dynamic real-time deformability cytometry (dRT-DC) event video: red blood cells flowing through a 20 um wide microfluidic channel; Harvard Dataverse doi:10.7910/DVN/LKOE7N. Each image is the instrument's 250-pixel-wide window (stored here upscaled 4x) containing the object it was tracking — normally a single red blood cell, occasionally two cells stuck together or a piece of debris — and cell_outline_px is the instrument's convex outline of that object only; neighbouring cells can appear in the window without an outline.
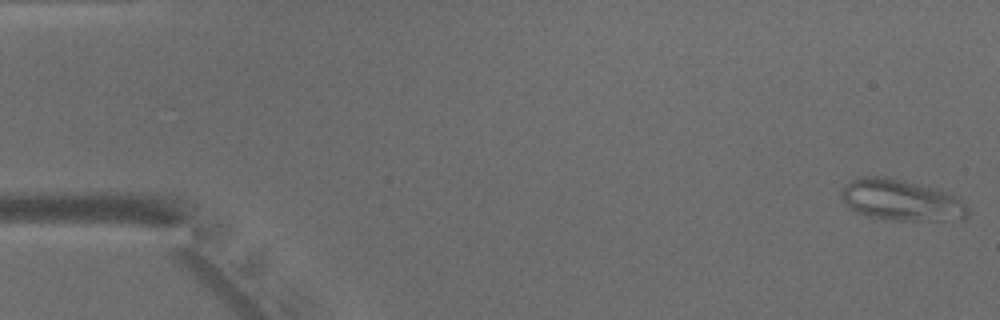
{"species": "common noctule bat (a hibernating species)", "species_latin": "Nyctalus noctula", "temperature_condition": "warm", "stored_images_in_passage": 47, "camera_frame_rate_fps": 3000, "um_per_image_px": 0.085, "animal": {"sex": "male", "body_mass_g": 15.6}, "frame": {"image": 1, "passage_image": 1, "time_ms": 0.0, "image_size_px": [1000, 320], "cell_outline_px": [[968, 216], [960, 220], [892, 220], [868, 216], [852, 212], [848, 208], [840, 196], [840, 192], [844, 184], [860, 176], [888, 176], [904, 180], [960, 196], [968, 208]], "centroid_in_image_um": [76.57, 17.01], "position_along_channel_um": 8.4, "area_um2": 30.81}}
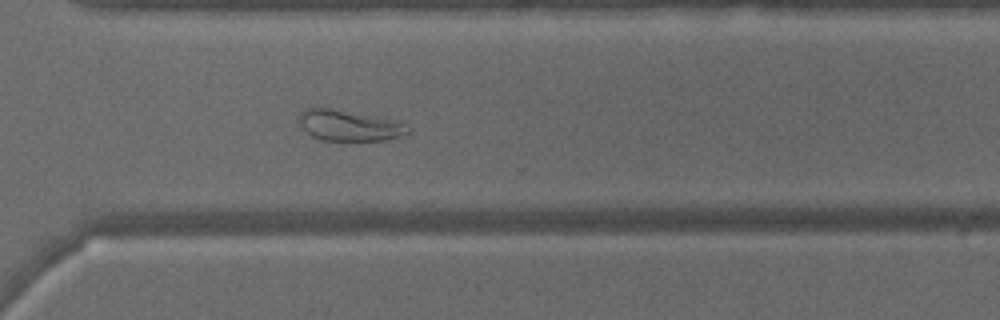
{"frame": {"image": 2, "passage_image": 34, "time_ms": 11.0, "image_size_px": [1000, 320], "cell_outline_px": [[412, 132], [400, 136], [380, 140], [320, 140], [312, 136], [300, 124], [300, 112], [308, 108], [328, 108], [376, 116], [392, 120], [404, 124], [412, 128]], "centroid_in_image_um": [29.7, 10.67], "position_along_channel_um": 340.9, "area_um2": 19.19}}
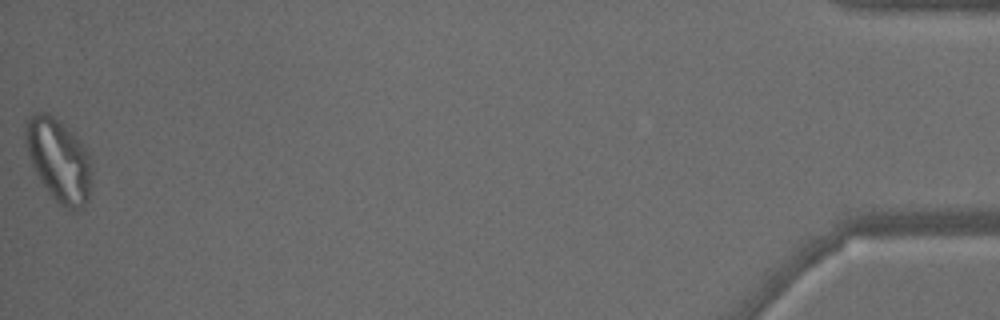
{"frame": {"image": 3, "passage_image": 47, "time_ms": 15.333, "image_size_px": [1000, 320], "cell_outline_px": [[92, 172], [88, 200], [80, 208], [68, 208], [60, 204], [48, 192], [40, 180], [28, 156], [24, 144], [24, 124], [32, 112], [48, 112], [76, 136], [80, 140], [88, 152]], "centroid_in_image_um": [4.96, 13.56], "position_along_channel_um": 430.2, "area_um2": 31.96}}